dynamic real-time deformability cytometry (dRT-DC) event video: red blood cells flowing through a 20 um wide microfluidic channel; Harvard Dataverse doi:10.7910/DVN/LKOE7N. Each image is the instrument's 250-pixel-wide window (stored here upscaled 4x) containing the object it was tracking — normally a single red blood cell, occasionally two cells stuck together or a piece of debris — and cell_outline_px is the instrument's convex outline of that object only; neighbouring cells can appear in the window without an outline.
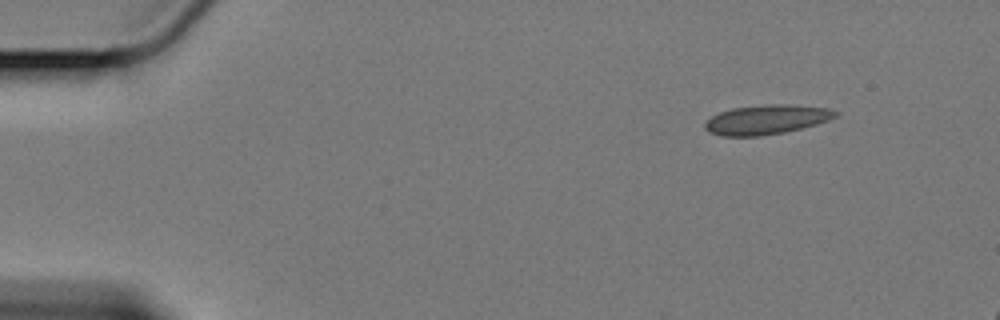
{"species": "Egyptian fruit bat (a non-hibernating species)", "species_latin": "Rousettus aegyptiacus", "temperature_condition": "cold", "stored_images_in_passage": 6, "camera_frame_rate_fps": 3000, "um_per_image_px": 0.085, "animal": {"sex": "female"}, "frame": {"image": 1, "passage_image": 1, "time_ms": 0.0, "image_size_px": [1000, 320], "cell_outline_px": [[836, 116], [828, 120], [816, 124], [784, 132], [760, 136], [724, 136], [708, 132], [704, 128], [704, 124], [712, 116], [720, 112], [732, 108], [764, 104], [792, 104], [828, 108], [836, 112]], "centroid_in_image_um": [65.12, 10.16], "position_along_channel_um": 19.9, "area_um2": 22.31}}